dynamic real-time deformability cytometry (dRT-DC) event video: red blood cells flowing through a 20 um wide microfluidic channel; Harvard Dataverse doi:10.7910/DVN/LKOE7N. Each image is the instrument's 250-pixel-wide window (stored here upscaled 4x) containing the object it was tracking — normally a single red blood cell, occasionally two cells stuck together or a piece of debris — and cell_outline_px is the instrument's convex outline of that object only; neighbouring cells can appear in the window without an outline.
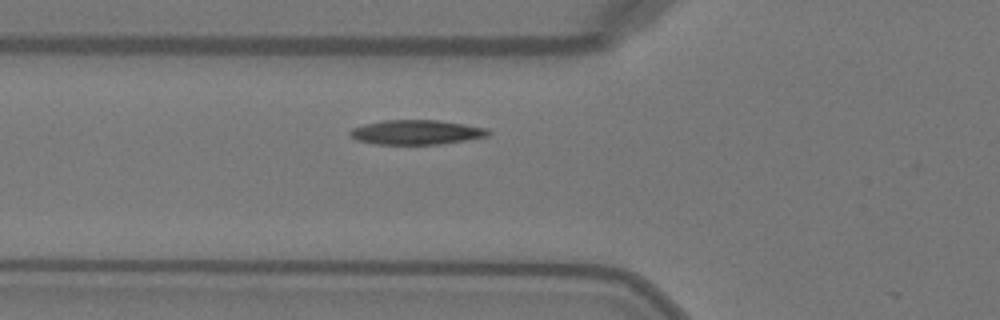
{"species": "Egyptian fruit bat (a non-hibernating species)", "species_latin": "Rousettus aegyptiacus", "temperature_condition": "warm", "stored_images_in_passage": 31, "camera_frame_rate_fps": 3000, "um_per_image_px": 0.085, "animal": {"sex": "female"}, "frame": {"image": 1, "passage_image": 2, "time_ms": 0.333, "image_size_px": [1000, 320], "cell_outline_px": [[492, 132], [488, 136], [440, 144], [376, 144], [356, 140], [348, 132], [352, 128], [384, 120], [440, 120], [464, 124], [484, 128]], "centroid_in_image_um": [35.39, 11.24], "position_along_channel_um": 90.4, "area_um2": 19.54}}
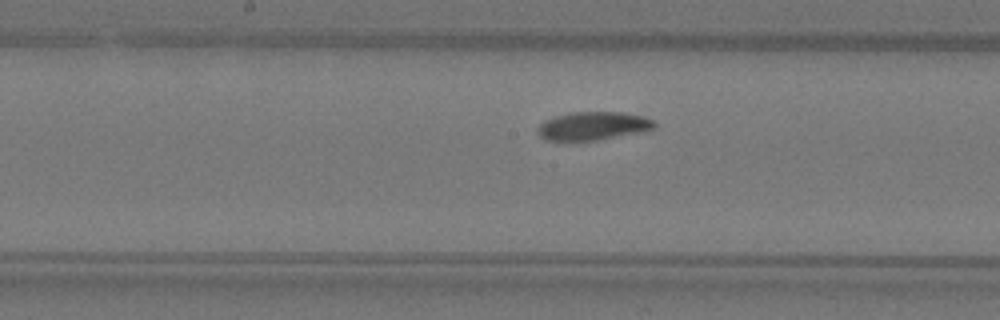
{"frame": {"image": 2, "passage_image": 10, "time_ms": 3.0, "image_size_px": [1000, 320], "cell_outline_px": [[656, 128], [596, 140], [548, 140], [540, 136], [536, 132], [540, 124], [544, 120], [568, 112], [624, 112], [640, 116], [652, 120], [656, 124]], "centroid_in_image_um": [50.36, 10.69], "position_along_channel_um": 197.8, "area_um2": 18.9}}
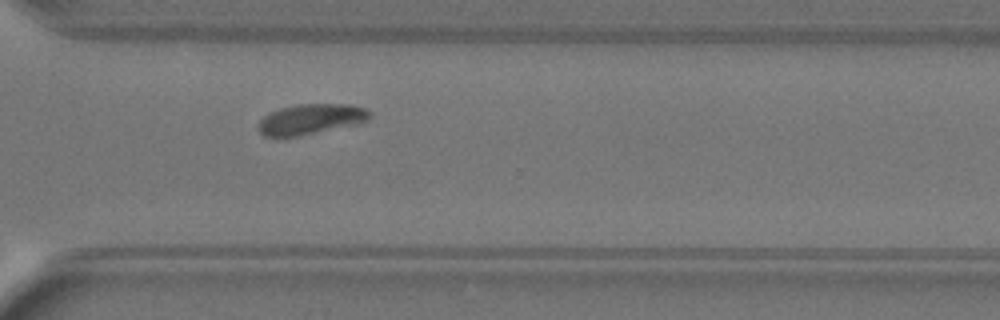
{"frame": {"image": 3, "passage_image": 21, "time_ms": 6.667, "image_size_px": [1000, 320], "cell_outline_px": [[372, 116], [368, 120], [300, 136], [276, 140], [264, 136], [256, 128], [256, 124], [264, 116], [280, 108], [296, 104], [352, 104], [368, 108], [372, 112]], "centroid_in_image_um": [26.35, 10.15], "position_along_channel_um": 344.3, "area_um2": 20.17}}